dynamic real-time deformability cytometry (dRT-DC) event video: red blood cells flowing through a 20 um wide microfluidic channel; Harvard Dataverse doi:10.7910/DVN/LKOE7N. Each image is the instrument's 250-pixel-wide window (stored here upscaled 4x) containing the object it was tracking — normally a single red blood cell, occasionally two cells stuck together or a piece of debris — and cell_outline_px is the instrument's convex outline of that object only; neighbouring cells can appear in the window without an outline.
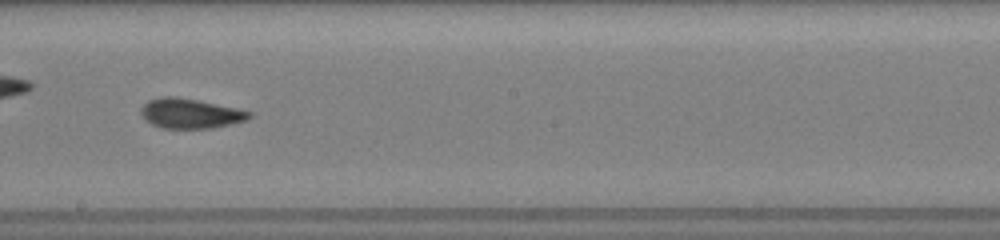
{"species": "common noctule bat (a hibernating species)", "species_latin": "Nyctalus noctula", "temperature_condition": "room temperature", "stored_images_in_passage": 38, "camera_frame_rate_fps": 3000, "um_per_image_px": 0.085, "animal": {"sex": "female", "body_mass_g": 19.5, "forearm_length_mm": 54.1}, "frame": {"image": 1, "passage_image": 17, "time_ms": 5.333, "image_size_px": [1000, 240], "cell_outline_px": [[252, 116], [248, 120], [232, 124], [212, 128], [160, 128], [144, 120], [140, 112], [140, 108], [148, 100], [164, 96], [172, 96], [196, 100], [236, 108], [252, 112]], "centroid_in_image_um": [16.16, 9.65], "position_along_channel_um": 232.0, "area_um2": 18.84}}
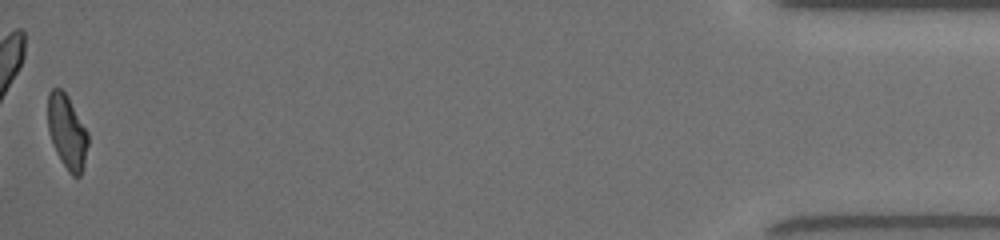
{"frame": {"image": 2, "passage_image": 38, "time_ms": 12.333, "image_size_px": [1000, 240], "cell_outline_px": [[88, 144], [84, 164], [80, 176], [72, 176], [68, 172], [60, 160], [56, 152], [48, 128], [48, 92], [52, 88], [60, 88], [68, 96], [88, 132]], "centroid_in_image_um": [5.7, 11.2], "position_along_channel_um": 429.5, "area_um2": 17.28}, "authors_computed_cell_mechanics": {"area_um2": 18.496, "velocity_mm_per_s": 4.0289, "shape_relaxation_time_tau1_ms": 6.4614, "shape_relaxation_time_tau2_ms": 1.7211, "deformation_change_tau1": 0.1883, "deformation_change_tau2": 0.0638}}